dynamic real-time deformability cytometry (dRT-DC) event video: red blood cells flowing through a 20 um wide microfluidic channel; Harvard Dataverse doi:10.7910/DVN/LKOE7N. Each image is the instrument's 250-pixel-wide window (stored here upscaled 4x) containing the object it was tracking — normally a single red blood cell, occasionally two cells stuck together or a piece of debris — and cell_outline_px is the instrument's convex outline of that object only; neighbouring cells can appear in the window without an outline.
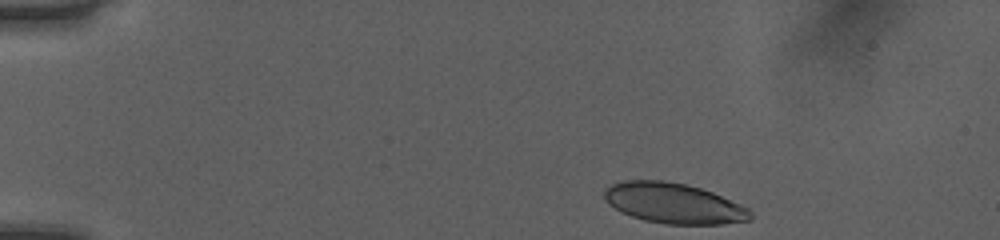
{"species": "human", "species_latin": "Homo sapiens", "temperature_condition": "room temperature", "stored_images_in_passage": 43, "camera_frame_rate_fps": 3000, "um_per_image_px": 0.085, "donor": {"sex": "female"}, "frame": {"image": 1, "passage_image": 1, "time_ms": 0.0, "image_size_px": [1000, 240], "cell_outline_px": [[752, 220], [720, 224], [668, 224], [644, 220], [632, 216], [608, 204], [604, 200], [604, 192], [612, 184], [624, 180], [664, 180], [688, 184], [712, 192], [740, 204], [748, 208], [752, 212]], "centroid_in_image_um": [57.28, 17.27], "position_along_channel_um": 27.7, "area_um2": 34.28}}
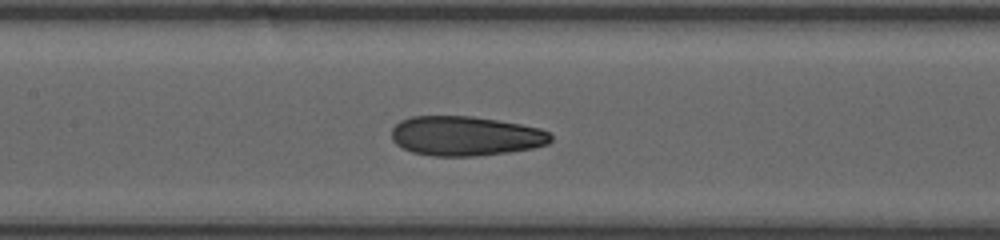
{"frame": {"image": 2, "passage_image": 18, "time_ms": 5.667, "image_size_px": [1000, 240], "cell_outline_px": [[552, 140], [548, 144], [532, 148], [508, 152], [476, 156], [432, 156], [412, 152], [396, 144], [392, 140], [392, 128], [400, 120], [412, 116], [472, 116], [520, 124], [540, 128], [548, 132], [552, 136]], "centroid_in_image_um": [39.56, 11.56], "position_along_channel_um": 167.8, "area_um2": 36.76}}
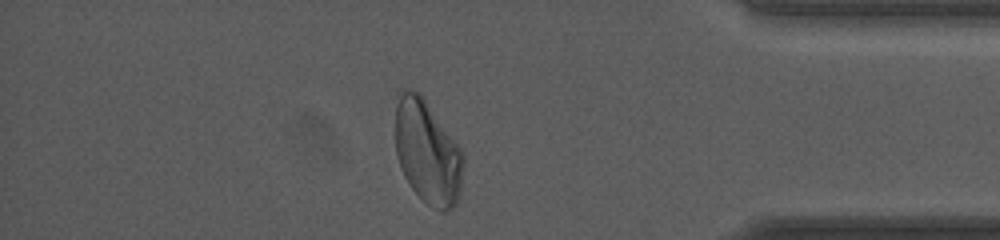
{"frame": {"image": 3, "passage_image": 37, "time_ms": 12.0, "image_size_px": [1000, 240], "cell_outline_px": [[464, 164], [460, 196], [456, 204], [452, 208], [444, 212], [440, 212], [428, 204], [408, 184], [400, 168], [396, 156], [396, 104], [400, 88], [408, 88], [420, 92], [464, 152]], "centroid_in_image_um": [36.35, 12.92], "position_along_channel_um": 398.9, "area_um2": 41.67}, "authors_computed_cell_mechanics": {"area_um2": 36.992, "velocity_mm_per_s": 4.0489, "shape_relaxation_time_tau1_ms": 5.7752, "shape_relaxation_time_tau2_ms": 1.5794, "deformation_change_tau1": 0.1721, "deformation_change_tau2": 0.0836}}